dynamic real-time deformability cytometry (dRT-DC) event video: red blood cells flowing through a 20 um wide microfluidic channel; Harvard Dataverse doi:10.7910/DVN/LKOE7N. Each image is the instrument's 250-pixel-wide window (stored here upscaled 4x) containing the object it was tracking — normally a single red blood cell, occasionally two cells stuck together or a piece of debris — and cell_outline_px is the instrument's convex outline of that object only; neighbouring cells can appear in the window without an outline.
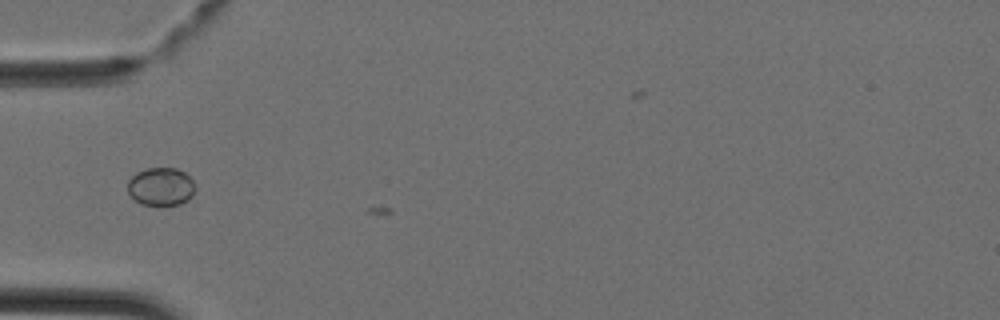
{"species": "Egyptian fruit bat (a non-hibernating species)", "species_latin": "Rousettus aegyptiacus", "temperature_condition": "cold", "stored_images_in_passage": 3, "camera_frame_rate_fps": 3000, "um_per_image_px": 0.085, "animal": {"sex": "female"}, "frame": {"image": 1, "passage_image": 2, "time_ms": 0.333, "image_size_px": [1000, 320], "cell_outline_px": [[192, 196], [188, 200], [180, 204], [140, 204], [128, 192], [128, 180], [136, 172], [148, 168], [176, 168], [184, 172], [192, 180]], "centroid_in_image_um": [13.64, 15.84], "position_along_channel_um": 71.4, "area_um2": 14.62}}